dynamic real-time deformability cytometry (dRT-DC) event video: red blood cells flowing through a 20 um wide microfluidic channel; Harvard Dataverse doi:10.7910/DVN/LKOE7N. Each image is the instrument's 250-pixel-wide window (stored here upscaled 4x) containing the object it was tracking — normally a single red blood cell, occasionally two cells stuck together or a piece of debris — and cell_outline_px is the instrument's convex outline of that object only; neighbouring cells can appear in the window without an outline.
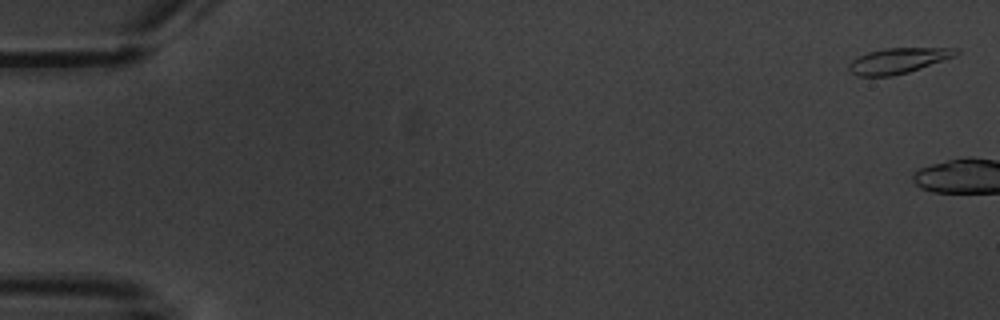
{"species": "common noctule bat (a hibernating species)", "species_latin": "Nyctalus noctula", "temperature_condition": "warm", "stored_images_in_passage": 7, "camera_frame_rate_fps": 3000, "um_per_image_px": 0.085, "animal": {"sex": "male", "body_mass_g": 20.1, "forearm_length_mm": 53.5}, "frame": {"image": 1, "passage_image": 1, "time_ms": 0.0, "image_size_px": [1000, 320], "cell_outline_px": [[960, 52], [956, 56], [908, 72], [892, 76], [856, 76], [848, 72], [848, 64], [856, 56], [868, 52], [884, 48], [956, 48]], "centroid_in_image_um": [76.29, 5.16], "position_along_channel_um": 8.7, "area_um2": 16.01}}